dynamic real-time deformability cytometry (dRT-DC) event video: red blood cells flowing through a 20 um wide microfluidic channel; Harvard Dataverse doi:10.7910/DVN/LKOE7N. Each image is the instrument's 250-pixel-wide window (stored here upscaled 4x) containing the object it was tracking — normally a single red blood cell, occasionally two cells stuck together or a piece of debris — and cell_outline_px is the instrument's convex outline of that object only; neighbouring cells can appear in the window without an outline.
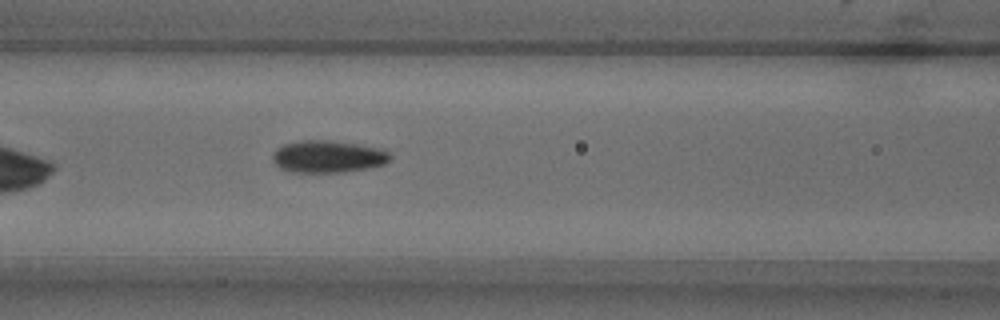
{"species": "common noctule bat (a hibernating species)", "species_latin": "Nyctalus noctula", "temperature_condition": "warm", "stored_images_in_passage": 6, "camera_frame_rate_fps": 3000, "um_per_image_px": 0.085, "animal": {"sex": "male", "body_mass_g": 18.8}, "frame": {"image": 1, "passage_image": 6, "time_ms": 6.0, "image_size_px": [1000, 320], "cell_outline_px": [[392, 156], [384, 164], [368, 168], [344, 172], [292, 172], [280, 168], [272, 160], [272, 152], [276, 148], [284, 144], [300, 140], [332, 140], [380, 148], [388, 152]], "centroid_in_image_um": [27.84, 13.3], "position_along_channel_um": 138.8, "area_um2": 22.14}}